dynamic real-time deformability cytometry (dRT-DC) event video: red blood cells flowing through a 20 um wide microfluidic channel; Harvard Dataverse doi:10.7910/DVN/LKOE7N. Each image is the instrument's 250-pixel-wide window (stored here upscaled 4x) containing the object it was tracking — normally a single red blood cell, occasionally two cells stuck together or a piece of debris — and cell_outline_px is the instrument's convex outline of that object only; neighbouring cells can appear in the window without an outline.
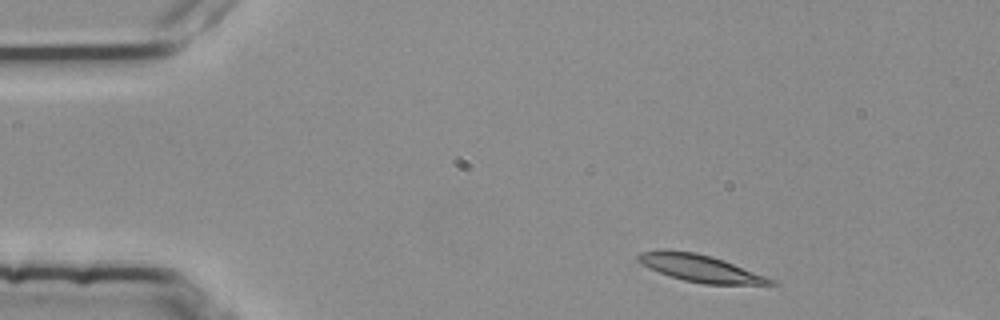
{"species": "common noctule bat (a hibernating species)", "species_latin": "Nyctalus noctula", "temperature_condition": "room temperature", "stored_images_in_passage": 4, "camera_frame_rate_fps": 3000, "um_per_image_px": 0.085, "animal": {"sex": "female", "body_mass_g": 25.1}, "frame": {"image": 1, "passage_image": 1, "time_ms": 0.0, "image_size_px": [1000, 320], "cell_outline_px": [[776, 284], [704, 284], [684, 280], [660, 272], [640, 264], [636, 260], [636, 256], [640, 252], [696, 252], [712, 256], [724, 260], [776, 280]], "centroid_in_image_um": [59.57, 22.82], "position_along_channel_um": 25.4, "area_um2": 20.17}}